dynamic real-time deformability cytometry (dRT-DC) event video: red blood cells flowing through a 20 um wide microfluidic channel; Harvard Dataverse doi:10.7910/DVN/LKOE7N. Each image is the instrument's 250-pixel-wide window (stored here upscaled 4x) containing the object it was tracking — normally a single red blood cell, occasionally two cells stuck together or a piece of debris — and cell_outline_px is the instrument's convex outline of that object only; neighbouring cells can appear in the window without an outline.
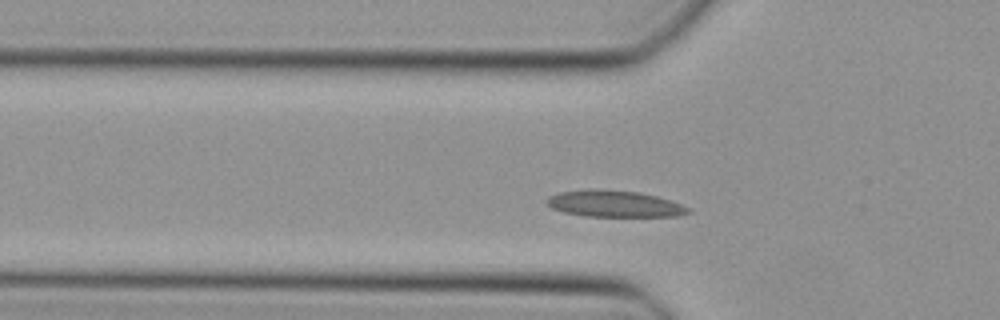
{"species": "Egyptian fruit bat (a non-hibernating species)", "species_latin": "Rousettus aegyptiacus", "temperature_condition": "cold", "stored_images_in_passage": 37, "camera_frame_rate_fps": 3000, "um_per_image_px": 0.085, "animal": {"sex": "female"}, "frame": {"image": 1, "passage_image": 4, "time_ms": 1.0, "image_size_px": [1000, 320], "cell_outline_px": [[692, 212], [680, 216], [584, 216], [564, 212], [552, 208], [544, 200], [548, 196], [560, 192], [640, 192], [656, 196], [680, 204], [688, 208]], "centroid_in_image_um": [52.26, 17.37], "position_along_channel_um": 73.5, "area_um2": 20.69}}
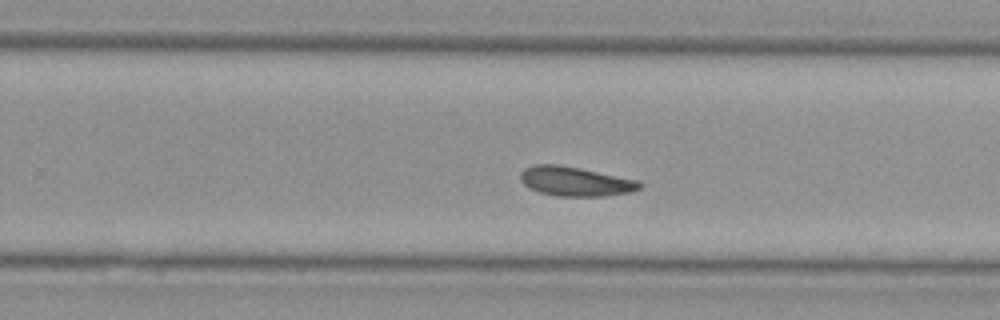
{"frame": {"image": 2, "passage_image": 19, "time_ms": 6.0, "image_size_px": [1000, 320], "cell_outline_px": [[644, 184], [640, 188], [632, 192], [604, 196], [556, 196], [540, 192], [528, 188], [520, 180], [520, 172], [524, 168], [532, 164], [556, 164], [580, 168], [640, 180]], "centroid_in_image_um": [48.91, 15.41], "position_along_channel_um": 280.9, "area_um2": 20.69}}
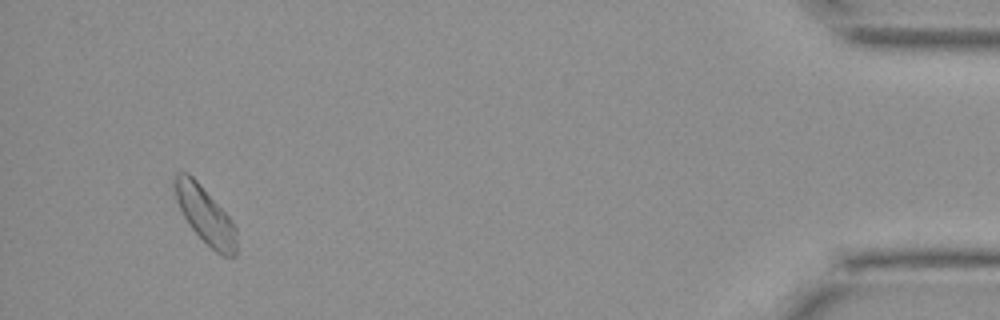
{"frame": {"image": 3, "passage_image": 34, "time_ms": 11.0, "image_size_px": [1000, 320], "cell_outline_px": [[236, 256], [224, 256], [216, 252], [188, 224], [176, 200], [172, 184], [172, 180], [176, 172], [188, 172], [196, 180], [232, 220], [236, 228]], "centroid_in_image_um": [17.41, 18.25], "position_along_channel_um": 417.8, "area_um2": 20.29}}